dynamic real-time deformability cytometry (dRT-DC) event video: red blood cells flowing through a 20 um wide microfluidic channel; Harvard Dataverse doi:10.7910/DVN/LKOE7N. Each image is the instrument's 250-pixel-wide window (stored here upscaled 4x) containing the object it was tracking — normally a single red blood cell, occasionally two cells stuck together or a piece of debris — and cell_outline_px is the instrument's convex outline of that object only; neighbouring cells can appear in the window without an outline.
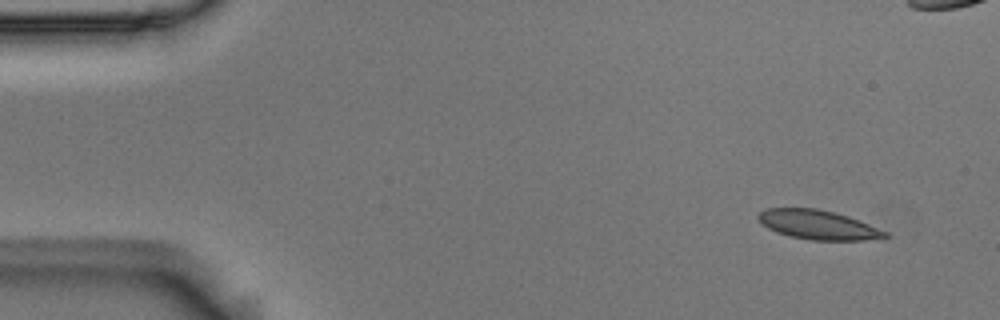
{"species": "Egyptian fruit bat (a non-hibernating species)", "species_latin": "Rousettus aegyptiacus", "temperature_condition": "room temperature", "stored_images_in_passage": 52, "camera_frame_rate_fps": 3000, "um_per_image_px": 0.085, "animal": {"sex": "male"}, "frame": {"image": 1, "passage_image": 1, "time_ms": 0.0, "image_size_px": [1000, 320], "cell_outline_px": [[888, 236], [864, 240], [812, 240], [788, 236], [776, 232], [768, 228], [756, 216], [760, 212], [768, 208], [816, 208], [848, 216], [860, 220], [888, 232]], "centroid_in_image_um": [69.53, 19.11], "position_along_channel_um": 15.5, "area_um2": 21.44}}
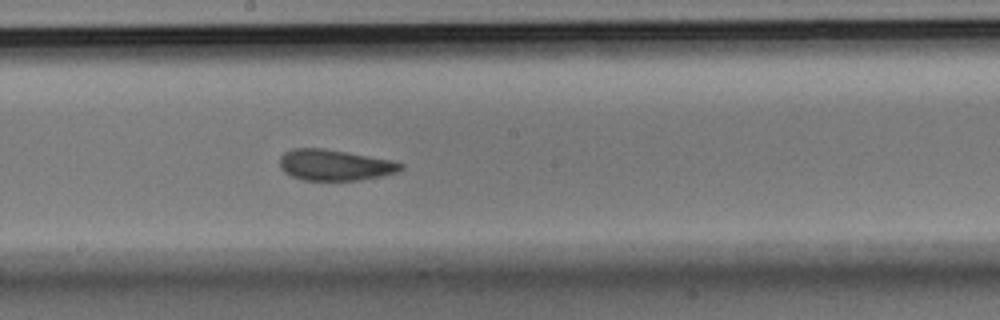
{"frame": {"image": 2, "passage_image": 26, "time_ms": 8.333, "image_size_px": [1000, 320], "cell_outline_px": [[404, 168], [396, 172], [380, 176], [360, 180], [304, 180], [292, 176], [284, 172], [280, 168], [280, 156], [284, 152], [292, 148], [324, 148], [348, 152], [392, 160], [404, 164]], "centroid_in_image_um": [28.44, 14.02], "position_along_channel_um": 219.8, "area_um2": 21.91}}
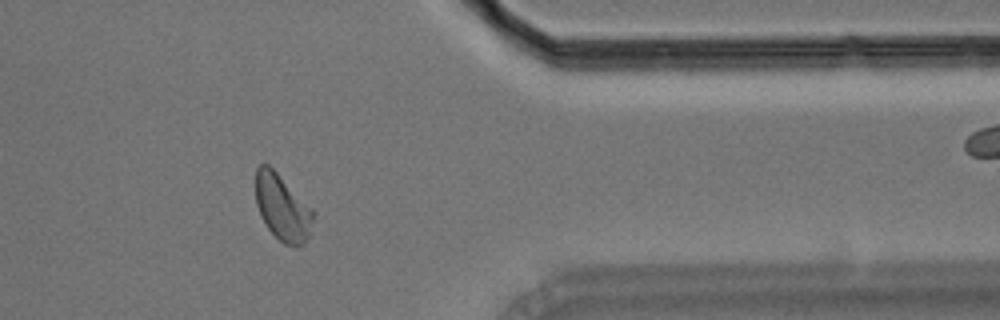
{"frame": {"image": 3, "passage_image": 41, "time_ms": 13.333, "image_size_px": [1000, 320], "cell_outline_px": [[316, 212], [308, 236], [304, 244], [284, 244], [268, 228], [260, 216], [256, 204], [256, 168], [260, 164], [268, 164]], "centroid_in_image_um": [24.0, 17.63], "position_along_channel_um": 387.4, "area_um2": 21.85}, "authors_computed_cell_mechanics": {"area_um2": 21.9929, "velocity_mm_per_s": 3.6921, "shape_relaxation_time_tau1_ms": 5.2601, "shape_relaxation_time_tau2_ms": 1.3602, "deformation_change_tau1": 0.1124, "deformation_change_tau2": 0.0412}}